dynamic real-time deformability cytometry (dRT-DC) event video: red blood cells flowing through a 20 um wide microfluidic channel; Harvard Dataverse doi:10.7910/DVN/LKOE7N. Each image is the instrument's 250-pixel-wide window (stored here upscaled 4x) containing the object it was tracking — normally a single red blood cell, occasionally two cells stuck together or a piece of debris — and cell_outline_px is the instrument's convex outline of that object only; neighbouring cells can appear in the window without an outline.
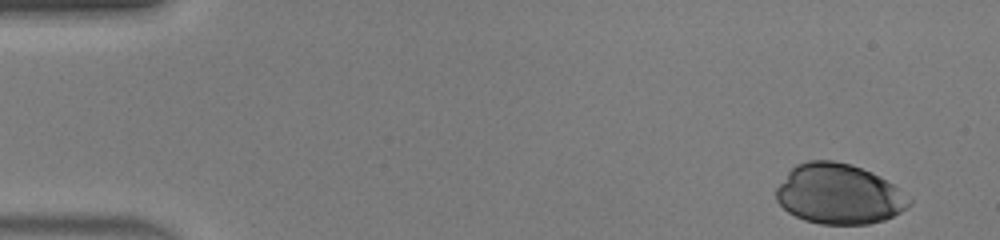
{"species": "human", "species_latin": "Homo sapiens", "temperature_condition": "warm", "stored_images_in_passage": 39, "camera_frame_rate_fps": 3000, "um_per_image_px": 0.085, "donor": {"sex": "male"}, "frame": {"image": 1, "passage_image": 1, "time_ms": 0.0, "image_size_px": [1000, 240], "cell_outline_px": [[912, 204], [900, 212], [884, 220], [868, 224], [820, 224], [804, 220], [788, 212], [776, 200], [776, 188], [788, 172], [796, 164], [808, 160], [832, 160], [852, 164], [872, 172], [880, 176], [892, 184], [912, 200]], "centroid_in_image_um": [71.3, 16.49], "position_along_channel_um": 13.7, "area_um2": 46.64}}
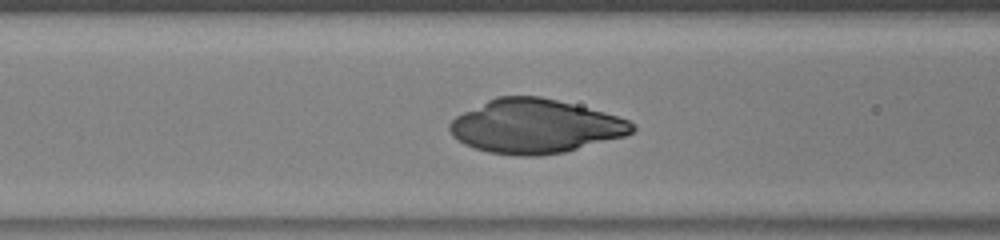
{"frame": {"image": 2, "passage_image": 18, "time_ms": 5.667, "image_size_px": [1000, 240], "cell_outline_px": [[636, 128], [632, 132], [624, 136], [564, 152], [540, 156], [516, 156], [488, 152], [464, 144], [452, 136], [448, 128], [448, 124], [456, 116], [496, 96], [540, 96], [604, 112], [628, 120]], "centroid_in_image_um": [45.45, 10.74], "position_along_channel_um": 121.2, "area_um2": 56.99}}
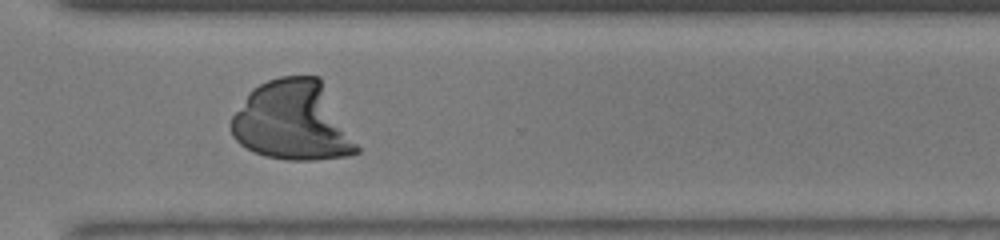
{"frame": {"image": 3, "passage_image": 34, "time_ms": 11.0, "image_size_px": [1000, 240], "cell_outline_px": [[360, 152], [348, 156], [312, 160], [288, 160], [264, 156], [240, 144], [232, 136], [232, 116], [252, 88], [268, 80], [280, 76], [320, 76], [360, 148]], "centroid_in_image_um": [24.91, 10.29], "position_along_channel_um": 345.7, "area_um2": 58.15}}